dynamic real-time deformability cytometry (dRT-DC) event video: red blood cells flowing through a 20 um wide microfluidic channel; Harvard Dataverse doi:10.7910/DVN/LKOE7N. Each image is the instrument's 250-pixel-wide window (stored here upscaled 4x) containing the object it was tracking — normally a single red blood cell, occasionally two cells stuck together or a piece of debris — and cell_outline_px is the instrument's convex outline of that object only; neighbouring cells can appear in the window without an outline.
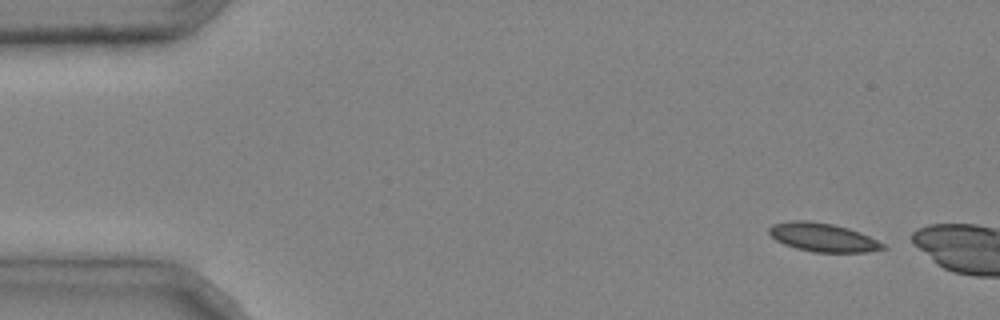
{"species": "common noctule bat (a hibernating species)", "species_latin": "Nyctalus noctula", "temperature_condition": "cold", "stored_images_in_passage": 3, "camera_frame_rate_fps": 3000, "um_per_image_px": 0.085, "animal": {"sex": "male", "body_mass_g": 20.4}, "frame": {"image": 1, "passage_image": 1, "time_ms": 0.0, "image_size_px": [1000, 320], "cell_outline_px": [[888, 248], [868, 252], [812, 252], [796, 248], [784, 244], [776, 240], [768, 232], [768, 228], [772, 224], [788, 220], [808, 220], [832, 224], [848, 228], [860, 232], [884, 244]], "centroid_in_image_um": [69.92, 20.17], "position_along_channel_um": 15.1, "area_um2": 19.02}}